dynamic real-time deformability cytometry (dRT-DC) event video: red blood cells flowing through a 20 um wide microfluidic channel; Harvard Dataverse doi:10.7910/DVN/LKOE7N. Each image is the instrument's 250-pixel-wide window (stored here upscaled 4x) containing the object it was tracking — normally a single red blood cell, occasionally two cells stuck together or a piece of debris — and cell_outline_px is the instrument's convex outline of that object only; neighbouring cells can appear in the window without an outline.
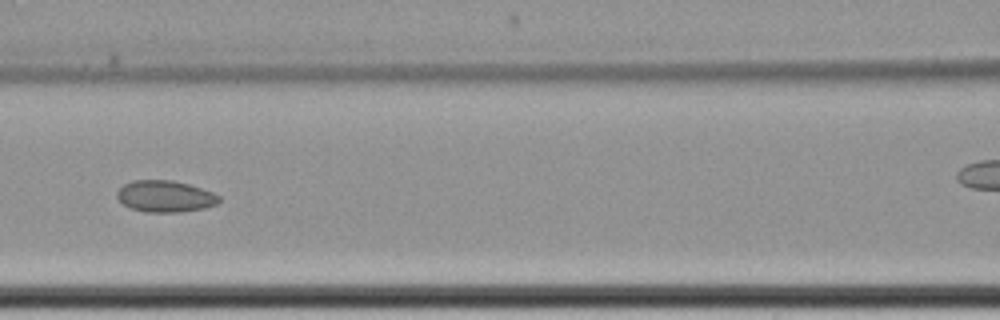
{"species": "common noctule bat (a hibernating species)", "species_latin": "Nyctalus noctula", "temperature_condition": "cold", "stored_images_in_passage": 11, "camera_frame_rate_fps": 3000, "um_per_image_px": 0.085, "animal": {"sex": "female", "body_mass_g": 22.7, "forearm_length_mm": 54.2}, "frame": {"image": 1, "passage_image": 8, "time_ms": 9.0, "image_size_px": [1000, 320], "cell_outline_px": [[220, 200], [216, 204], [204, 208], [180, 212], [144, 212], [132, 208], [124, 204], [116, 196], [116, 192], [124, 184], [132, 180], [172, 180], [188, 184], [212, 192], [220, 196]], "centroid_in_image_um": [14.03, 16.68], "position_along_channel_um": 152.6, "area_um2": 18.67}}
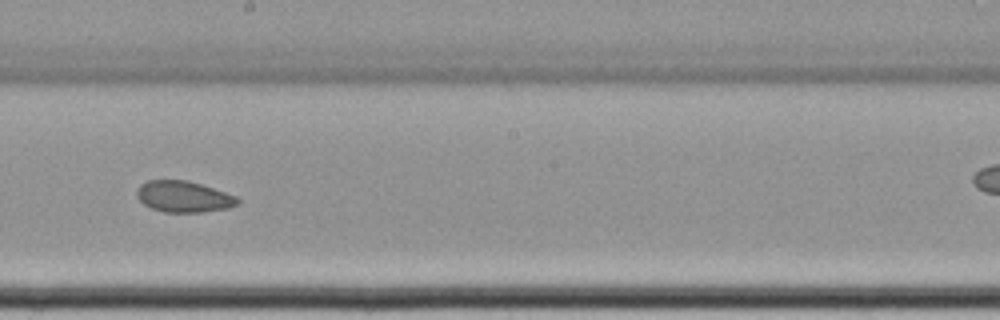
{"frame": {"image": 2, "passage_image": 10, "time_ms": 11.333, "image_size_px": [1000, 320], "cell_outline_px": [[240, 204], [228, 208], [200, 212], [164, 212], [152, 208], [144, 204], [136, 196], [136, 192], [140, 184], [148, 180], [188, 180], [236, 196], [240, 200]], "centroid_in_image_um": [15.6, 16.71], "position_along_channel_um": 232.6, "area_um2": 18.26}}